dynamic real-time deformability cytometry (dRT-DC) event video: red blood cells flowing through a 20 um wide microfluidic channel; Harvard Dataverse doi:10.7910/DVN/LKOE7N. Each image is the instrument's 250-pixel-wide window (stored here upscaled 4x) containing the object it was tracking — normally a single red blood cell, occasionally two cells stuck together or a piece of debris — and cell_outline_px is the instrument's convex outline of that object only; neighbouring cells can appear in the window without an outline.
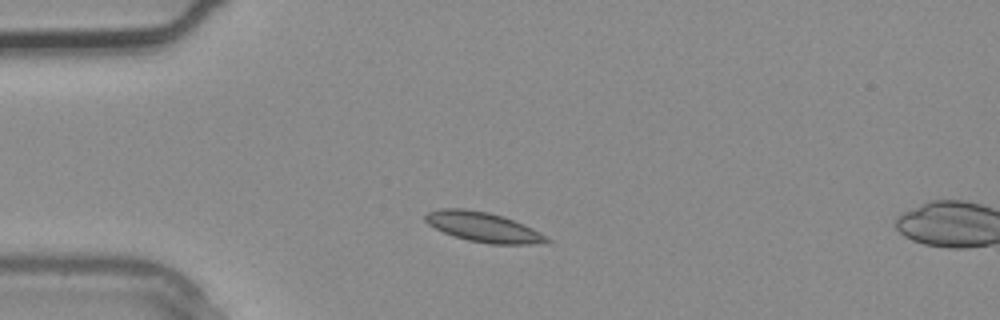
{"species": "common noctule bat (a hibernating species)", "species_latin": "Nyctalus noctula", "temperature_condition": "warm", "stored_images_in_passage": 2, "segment_of_instrument_passage": [1, 2], "camera_frame_rate_fps": 3000, "um_per_image_px": 0.085, "animal": {"sex": "male", "body_mass_g": 20.4}, "frame": {"image": 1, "passage_image": 1, "time_ms": 0.0, "image_size_px": [1000, 320], "cell_outline_px": [[552, 240], [532, 244], [488, 244], [468, 240], [444, 232], [428, 224], [424, 220], [424, 216], [428, 212], [440, 208], [464, 208], [488, 212], [504, 216], [532, 228], [548, 236]], "centroid_in_image_um": [41.07, 19.29], "position_along_channel_um": 43.9, "area_um2": 20.98}}